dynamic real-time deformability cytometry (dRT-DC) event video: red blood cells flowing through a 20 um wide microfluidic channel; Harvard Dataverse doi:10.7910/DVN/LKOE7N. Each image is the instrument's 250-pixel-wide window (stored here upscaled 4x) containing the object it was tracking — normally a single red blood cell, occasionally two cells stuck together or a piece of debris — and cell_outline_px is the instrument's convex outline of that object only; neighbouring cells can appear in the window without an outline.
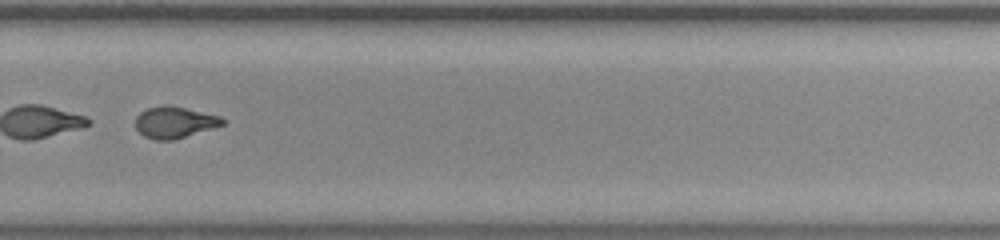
{"species": "common noctule bat (a hibernating species)", "species_latin": "Nyctalus noctula", "temperature_condition": "room temperature", "stored_images_in_passage": 55, "segment_of_instrument_passage": [2, 2], "camera_frame_rate_fps": 3000, "um_per_image_px": 0.085, "animal": {"sex": "male", "body_mass_g": 20.0, "forearm_length_mm": 53.3}, "frame": {"image": 1, "passage_image": 40, "time_ms": 13.0, "image_size_px": [1000, 240], "cell_outline_px": [[224, 124], [212, 128], [172, 140], [156, 140], [144, 136], [136, 128], [136, 116], [140, 112], [148, 108], [164, 104], [184, 108], [220, 116], [224, 120]], "centroid_in_image_um": [14.8, 10.39], "position_along_channel_um": 315.0, "area_um2": 15.66}}